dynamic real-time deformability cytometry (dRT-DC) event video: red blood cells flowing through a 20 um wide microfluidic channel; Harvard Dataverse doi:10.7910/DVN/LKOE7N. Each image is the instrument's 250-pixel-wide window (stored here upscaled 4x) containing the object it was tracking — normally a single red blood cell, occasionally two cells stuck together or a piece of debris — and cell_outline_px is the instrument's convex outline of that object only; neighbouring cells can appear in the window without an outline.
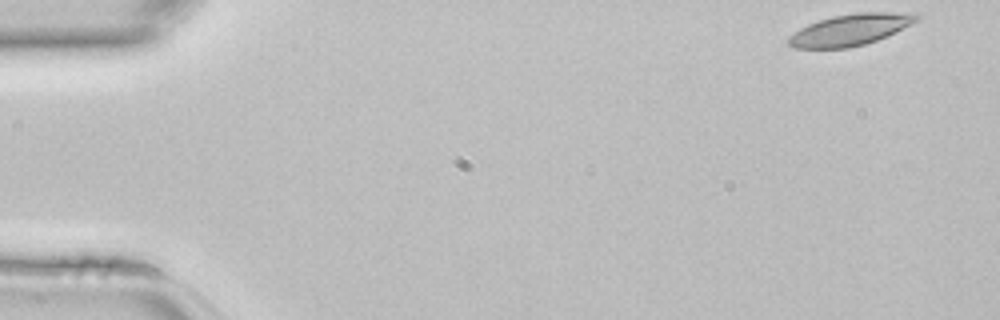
{"species": "common noctule bat (a hibernating species)", "species_latin": "Nyctalus noctula", "temperature_condition": "room temperature", "stored_images_in_passage": 44, "camera_frame_rate_fps": 3000, "um_per_image_px": 0.085, "animal": {"sex": "female", "body_mass_g": 22.7, "forearm_length_mm": 54.2}, "frame": {"image": 1, "passage_image": 1, "time_ms": 0.0, "image_size_px": [1000, 320], "cell_outline_px": [[920, 20], [888, 36], [864, 44], [848, 48], [792, 48], [788, 44], [788, 36], [800, 28], [808, 24], [832, 16], [856, 12], [916, 12], [920, 16]], "centroid_in_image_um": [72.32, 2.51], "position_along_channel_um": 12.7, "area_um2": 23.7}}
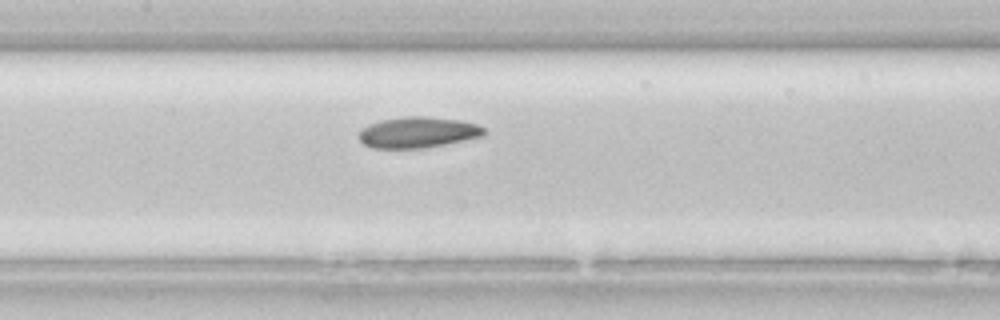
{"frame": {"image": 2, "passage_image": 20, "time_ms": 6.333, "image_size_px": [1000, 320], "cell_outline_px": [[484, 136], [424, 148], [372, 148], [364, 144], [360, 140], [360, 128], [368, 124], [380, 120], [404, 116], [424, 116], [460, 120], [476, 124], [484, 128]], "centroid_in_image_um": [35.49, 11.24], "position_along_channel_um": 171.9, "area_um2": 22.54}}
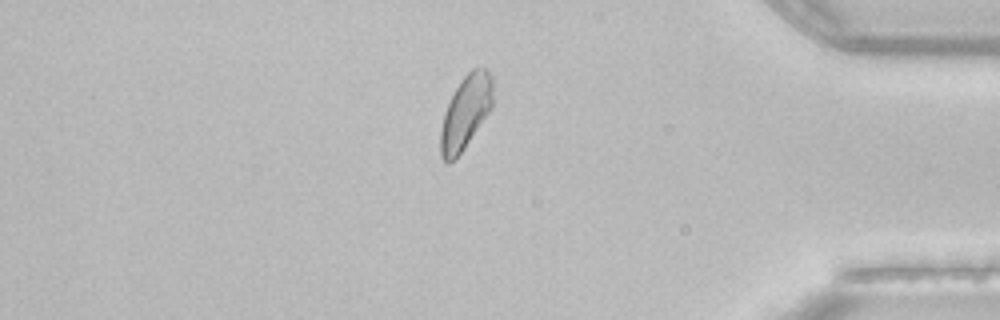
{"frame": {"image": 3, "passage_image": 37, "time_ms": 12.0, "image_size_px": [1000, 320], "cell_outline_px": [[492, 108], [464, 148], [448, 164], [440, 156], [440, 128], [444, 112], [460, 80], [472, 68], [488, 68], [492, 76]], "centroid_in_image_um": [39.57, 9.52], "position_along_channel_um": 395.6, "area_um2": 22.25}}